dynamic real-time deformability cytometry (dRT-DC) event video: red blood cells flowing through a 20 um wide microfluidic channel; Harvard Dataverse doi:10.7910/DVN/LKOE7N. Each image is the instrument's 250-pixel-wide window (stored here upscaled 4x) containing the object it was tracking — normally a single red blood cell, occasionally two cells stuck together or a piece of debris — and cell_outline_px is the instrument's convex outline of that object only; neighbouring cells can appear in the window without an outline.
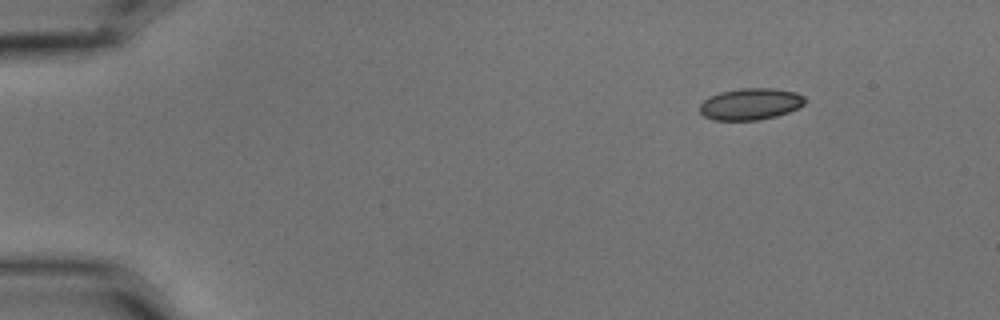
{"species": "common noctule bat (a hibernating species)", "species_latin": "Nyctalus noctula", "temperature_condition": "cold", "stored_images_in_passage": 3, "camera_frame_rate_fps": 3000, "um_per_image_px": 0.085, "animal": {"sex": "male", "body_mass_g": 15.6}, "frame": {"image": 1, "passage_image": 1, "time_ms": 0.0, "image_size_px": [1000, 320], "cell_outline_px": [[804, 104], [788, 112], [776, 116], [756, 120], [712, 120], [704, 116], [700, 112], [700, 104], [704, 100], [720, 92], [740, 88], [772, 88], [796, 92], [804, 96]], "centroid_in_image_um": [63.78, 8.84], "position_along_channel_um": 21.2, "area_um2": 19.25}}
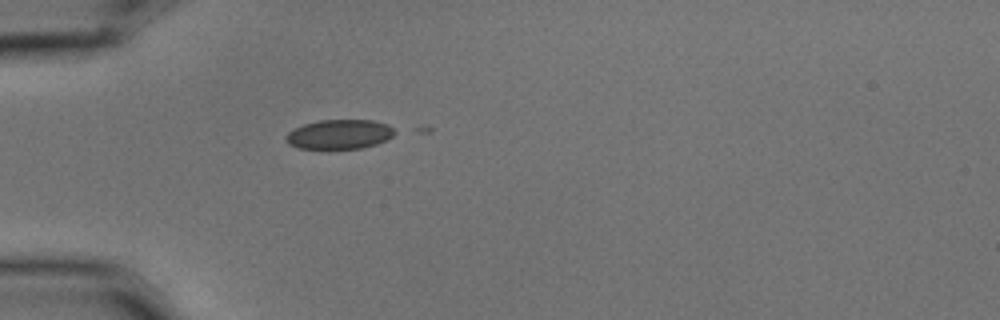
{"frame": {"image": 2, "passage_image": 3, "time_ms": 0.667, "image_size_px": [1000, 320], "cell_outline_px": [[396, 132], [388, 140], [376, 144], [360, 148], [328, 152], [300, 148], [288, 144], [284, 136], [288, 132], [304, 124], [320, 120], [372, 120], [388, 124]], "centroid_in_image_um": [28.82, 11.46], "position_along_channel_um": 56.2, "area_um2": 19.42}}